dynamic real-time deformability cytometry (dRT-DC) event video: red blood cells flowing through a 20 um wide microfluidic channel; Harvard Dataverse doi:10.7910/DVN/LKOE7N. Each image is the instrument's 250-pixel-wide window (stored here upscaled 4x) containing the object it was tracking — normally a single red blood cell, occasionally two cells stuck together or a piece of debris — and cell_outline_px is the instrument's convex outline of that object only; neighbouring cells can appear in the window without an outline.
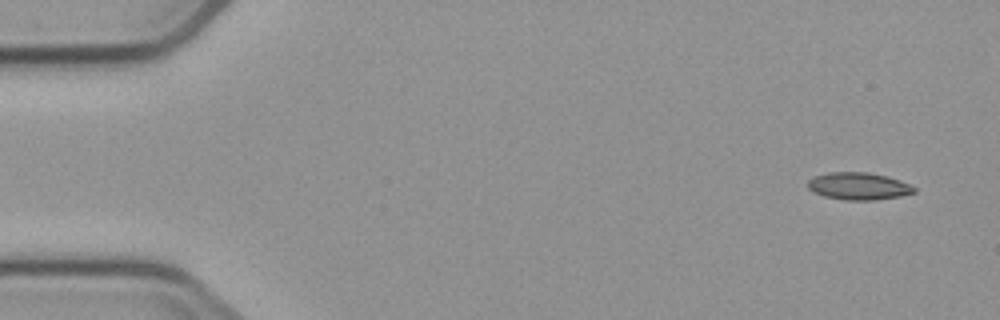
{"species": "common noctule bat (a hibernating species)", "species_latin": "Nyctalus noctula", "temperature_condition": "cold", "stored_images_in_passage": 5, "camera_frame_rate_fps": 3000, "um_per_image_px": 0.085, "animal": {"sex": "male", "body_mass_g": 23.1, "forearm_length_mm": 52.7}, "frame": {"image": 1, "passage_image": 1, "time_ms": 0.0, "image_size_px": [1000, 320], "cell_outline_px": [[916, 192], [900, 196], [876, 200], [844, 200], [824, 196], [808, 188], [808, 180], [812, 176], [828, 172], [868, 172], [888, 176], [900, 180], [916, 188]], "centroid_in_image_um": [72.98, 15.81], "position_along_channel_um": 12.0, "area_um2": 16.99}}
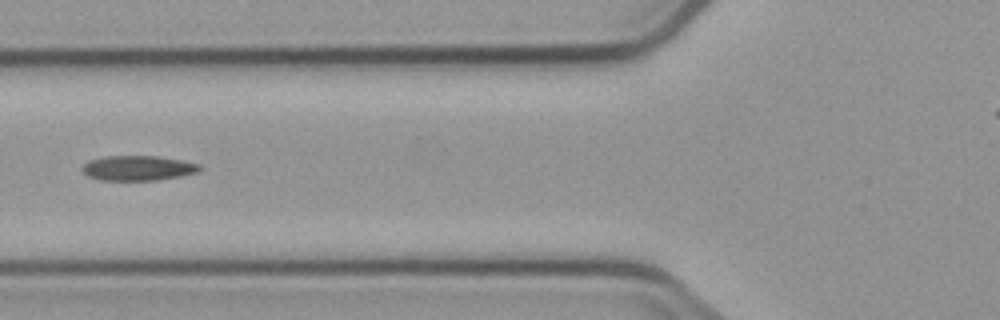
{"frame": {"image": 2, "passage_image": 5, "time_ms": 6.0, "image_size_px": [1000, 320], "cell_outline_px": [[204, 168], [200, 172], [160, 180], [100, 180], [88, 176], [80, 168], [88, 160], [108, 156], [156, 156], [180, 160], [200, 164]], "centroid_in_image_um": [11.76, 14.29], "position_along_channel_um": 114.0, "area_um2": 17.17}}